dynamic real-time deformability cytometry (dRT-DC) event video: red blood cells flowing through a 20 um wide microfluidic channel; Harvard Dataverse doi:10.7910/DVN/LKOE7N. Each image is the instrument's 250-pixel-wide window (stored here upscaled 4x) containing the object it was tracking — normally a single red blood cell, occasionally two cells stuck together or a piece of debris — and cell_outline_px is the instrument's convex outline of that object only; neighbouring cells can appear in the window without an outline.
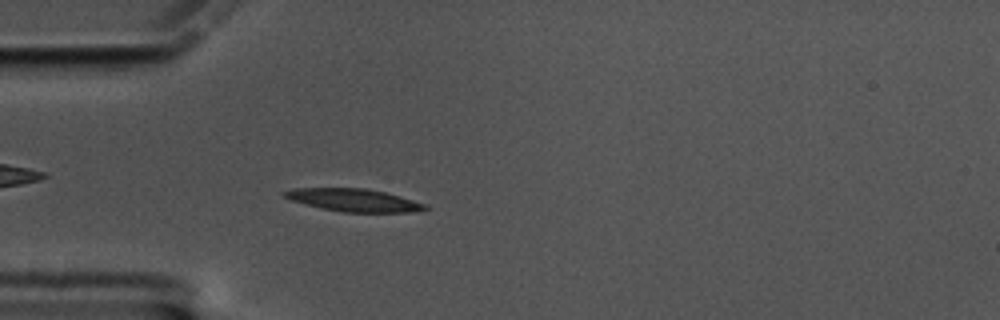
{"species": "common noctule bat (a hibernating species)", "species_latin": "Nyctalus noctula", "temperature_condition": "cold", "stored_images_in_passage": 58, "camera_frame_rate_fps": 3000, "um_per_image_px": 0.085, "animal": {"sex": "male", "body_mass_g": 17.5, "forearm_length_mm": 52.3}, "frame": {"image": 1, "passage_image": 16, "time_ms": 5.0, "image_size_px": [1000, 320], "cell_outline_px": [[428, 208], [408, 212], [344, 212], [304, 204], [292, 200], [284, 196], [280, 192], [296, 188], [364, 188], [384, 192], [400, 196], [424, 204]], "centroid_in_image_um": [30.02, 17.0], "position_along_channel_um": 55.0, "area_um2": 18.21}}
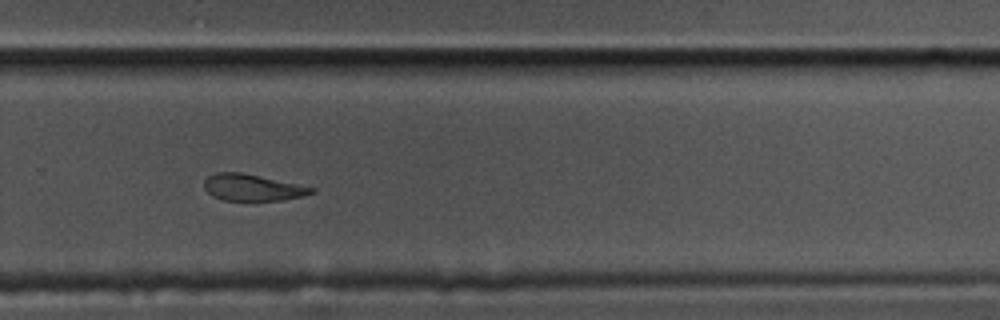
{"frame": {"image": 2, "passage_image": 39, "time_ms": 12.667, "image_size_px": [1000, 320], "cell_outline_px": [[316, 192], [304, 196], [284, 200], [220, 200], [212, 196], [204, 188], [204, 180], [208, 176], [216, 172], [244, 172], [316, 188]], "centroid_in_image_um": [21.47, 15.93], "position_along_channel_um": 308.3, "area_um2": 16.82}}
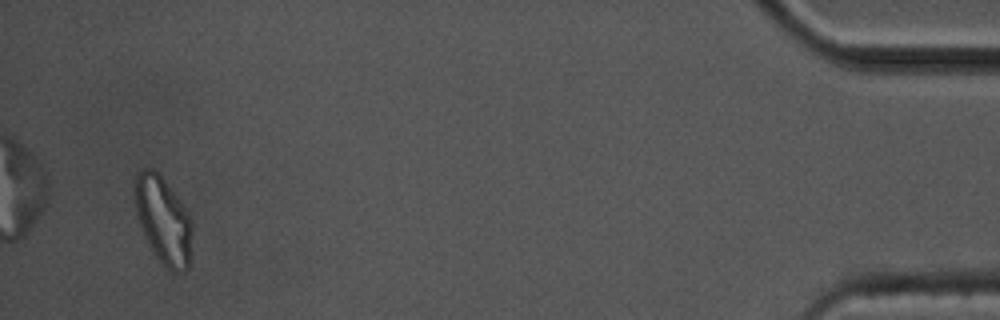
{"frame": {"image": 3, "passage_image": 56, "time_ms": 18.333, "image_size_px": [1000, 320], "cell_outline_px": [[192, 232], [188, 268], [184, 272], [172, 272], [156, 256], [140, 224], [136, 212], [132, 180], [144, 168], [152, 168], [164, 180], [188, 212], [192, 224]], "centroid_in_image_um": [13.87, 18.7], "position_along_channel_um": 421.3, "area_um2": 28.67}, "authors_computed_cell_mechanics": {"area_um2": 18.4093, "velocity_mm_per_s": 3.3907, "shape_relaxation_time_tau1_ms": 7.4144, "shape_relaxation_time_tau2_ms": 4.4907, "deformation_change_tau1": 0.2031, "deformation_change_tau2": 0.1256}}